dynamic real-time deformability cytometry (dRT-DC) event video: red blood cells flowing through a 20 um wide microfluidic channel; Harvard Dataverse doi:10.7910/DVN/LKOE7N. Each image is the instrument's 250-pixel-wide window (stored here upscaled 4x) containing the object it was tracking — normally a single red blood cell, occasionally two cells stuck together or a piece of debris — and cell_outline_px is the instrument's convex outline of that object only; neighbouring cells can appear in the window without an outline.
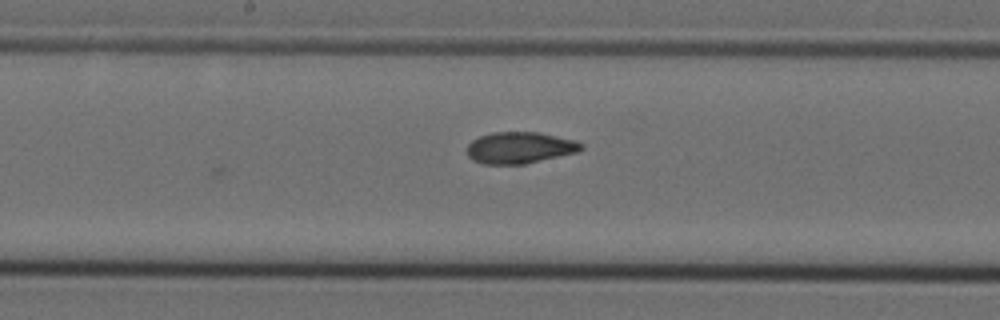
{"species": "Egyptian fruit bat (a non-hibernating species)", "species_latin": "Rousettus aegyptiacus", "temperature_condition": "cold", "stored_images_in_passage": 22, "camera_frame_rate_fps": 3000, "um_per_image_px": 0.085, "animal": {"sex": "female"}, "frame": {"image": 1, "passage_image": 22, "time_ms": 7.0, "image_size_px": [1000, 320], "cell_outline_px": [[584, 148], [576, 152], [524, 164], [484, 164], [472, 160], [468, 156], [468, 144], [472, 140], [480, 136], [492, 132], [540, 132], [576, 140], [584, 144]], "centroid_in_image_um": [44.19, 12.54], "position_along_channel_um": 204.0, "area_um2": 20.98}}